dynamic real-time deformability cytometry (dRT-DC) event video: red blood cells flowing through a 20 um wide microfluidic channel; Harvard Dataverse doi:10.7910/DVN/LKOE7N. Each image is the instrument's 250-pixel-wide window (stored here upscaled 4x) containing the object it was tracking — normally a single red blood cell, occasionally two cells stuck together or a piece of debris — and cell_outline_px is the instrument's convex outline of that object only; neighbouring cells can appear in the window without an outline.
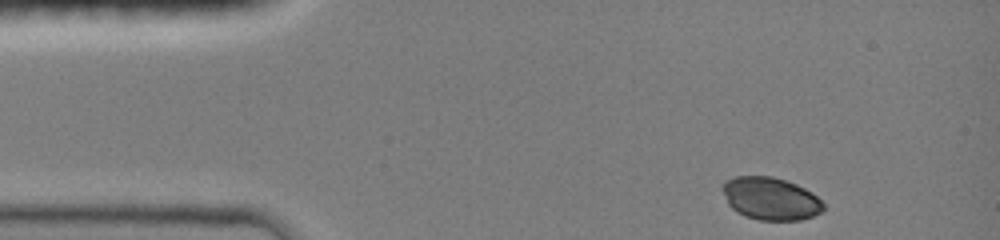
{"species": "common noctule bat (a hibernating species)", "species_latin": "Nyctalus noctula", "temperature_condition": "room temperature", "stored_images_in_passage": 27, "camera_frame_rate_fps": 3000, "um_per_image_px": 0.085, "animal": {"sex": "female", "body_mass_g": 19.0, "forearm_length_mm": 51.5}, "frame": {"image": 1, "passage_image": 1, "time_ms": 0.0, "image_size_px": [1000, 240], "cell_outline_px": [[824, 208], [820, 212], [812, 216], [800, 220], [760, 220], [736, 212], [728, 204], [720, 188], [724, 180], [736, 176], [772, 176], [796, 184], [812, 192], [824, 204]], "centroid_in_image_um": [65.46, 16.87], "position_along_channel_um": 19.5, "area_um2": 25.09}}
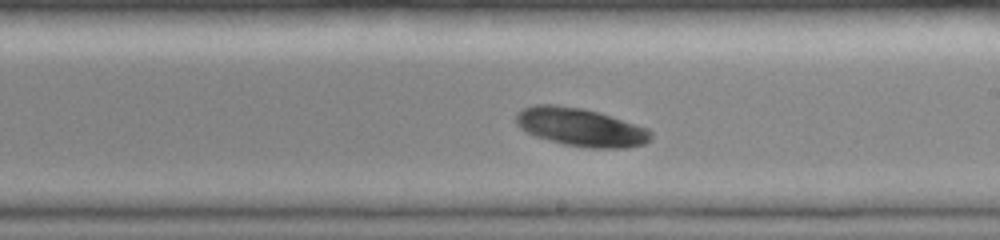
{"frame": {"image": 2, "passage_image": 16, "time_ms": 5.0, "image_size_px": [1000, 240], "cell_outline_px": [[652, 140], [644, 144], [624, 148], [588, 148], [564, 144], [536, 136], [520, 128], [516, 124], [516, 112], [532, 104], [556, 104], [584, 108], [648, 128], [652, 132]], "centroid_in_image_um": [49.35, 10.8], "position_along_channel_um": 239.6, "area_um2": 30.06}}
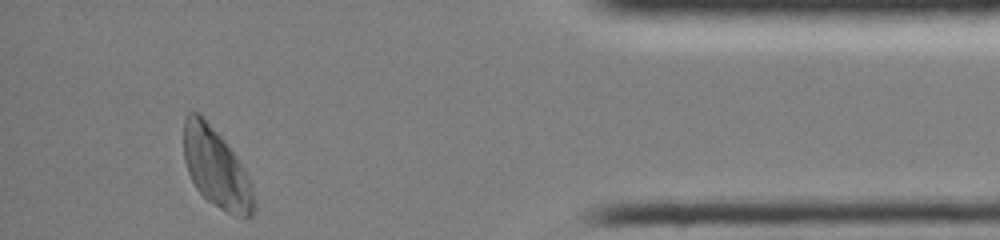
{"frame": {"image": 3, "passage_image": 27, "time_ms": 8.667, "image_size_px": [1000, 240], "cell_outline_px": [[256, 208], [252, 216], [244, 220], [220, 208], [208, 200], [196, 188], [188, 172], [184, 160], [184, 116], [188, 112], [200, 112], [204, 116], [224, 140], [236, 156], [248, 176], [252, 184], [256, 200]], "centroid_in_image_um": [18.4, 14.3], "position_along_channel_um": 416.8, "area_um2": 32.77}}